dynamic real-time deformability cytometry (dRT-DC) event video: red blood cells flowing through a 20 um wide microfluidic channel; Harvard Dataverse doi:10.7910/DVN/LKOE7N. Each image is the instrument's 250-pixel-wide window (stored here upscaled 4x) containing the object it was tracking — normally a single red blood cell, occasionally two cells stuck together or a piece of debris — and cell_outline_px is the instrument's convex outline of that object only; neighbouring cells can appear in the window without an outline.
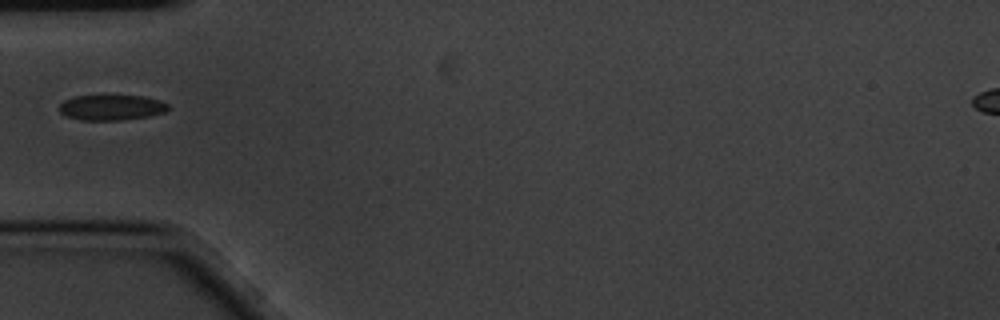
{"species": "common noctule bat (a hibernating species)", "species_latin": "Nyctalus noctula", "temperature_condition": "cold", "stored_images_in_passage": 9, "camera_frame_rate_fps": 3000, "um_per_image_px": 0.085, "animal": {"sex": "male", "body_mass_g": 20.1, "forearm_length_mm": 53.5}, "frame": {"image": 1, "passage_image": 1, "time_ms": 0.0, "image_size_px": [1000, 320], "cell_outline_px": [[168, 108], [164, 112], [148, 116], [124, 120], [80, 120], [64, 116], [60, 112], [60, 104], [64, 100], [72, 96], [144, 96], [160, 100], [168, 104]], "centroid_in_image_um": [9.44, 9.14], "position_along_channel_um": 75.6, "area_um2": 16.13}}
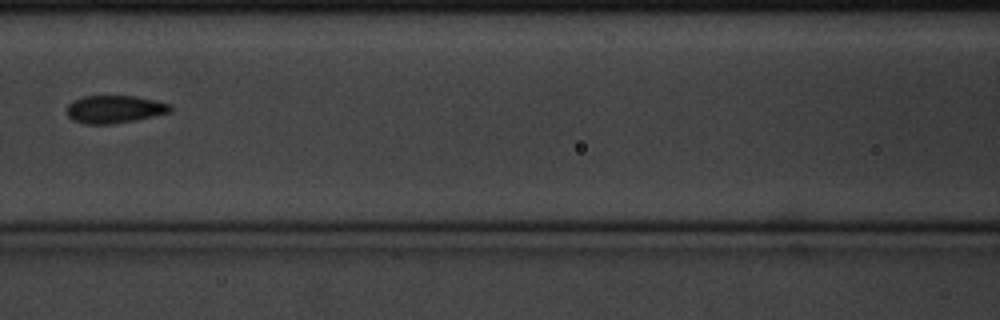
{"frame": {"image": 2, "passage_image": 3, "time_ms": 0.667, "image_size_px": [1000, 320], "cell_outline_px": [[172, 108], [168, 112], [132, 120], [112, 124], [84, 124], [72, 120], [68, 116], [68, 104], [72, 100], [84, 96], [136, 96], [156, 100], [172, 104]], "centroid_in_image_um": [9.7, 9.27], "position_along_channel_um": 156.9, "area_um2": 16.59}}
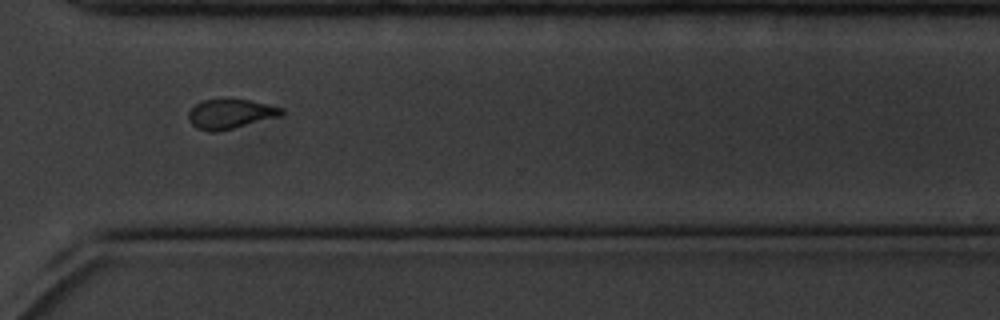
{"frame": {"image": 3, "passage_image": 8, "time_ms": 2.333, "image_size_px": [1000, 320], "cell_outline_px": [[284, 112], [280, 116], [216, 132], [208, 132], [196, 128], [188, 120], [188, 112], [196, 104], [204, 100], [248, 100], [284, 108]], "centroid_in_image_um": [19.56, 9.7], "position_along_channel_um": 351.0, "area_um2": 15.72}}